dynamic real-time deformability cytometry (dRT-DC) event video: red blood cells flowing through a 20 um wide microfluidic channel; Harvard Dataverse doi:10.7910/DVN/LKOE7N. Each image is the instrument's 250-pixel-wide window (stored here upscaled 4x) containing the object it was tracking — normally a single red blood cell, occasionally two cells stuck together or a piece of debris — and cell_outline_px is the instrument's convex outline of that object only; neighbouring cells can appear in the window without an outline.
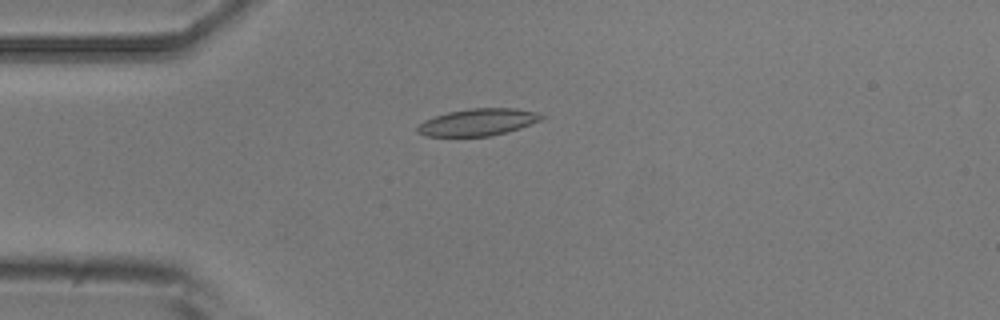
{"species": "common noctule bat (a hibernating species)", "species_latin": "Nyctalus noctula", "temperature_condition": "room temperature", "stored_images_in_passage": 9, "camera_frame_rate_fps": 3000, "um_per_image_px": 0.085, "animal": {"sex": "male", "body_mass_g": 20.5, "forearm_length_mm": 52.5}, "frame": {"image": 1, "passage_image": 4, "time_ms": 3.667, "image_size_px": [1000, 320], "cell_outline_px": [[548, 116], [540, 120], [520, 128], [508, 132], [488, 136], [424, 136], [416, 132], [416, 128], [424, 120], [448, 112], [472, 108], [516, 108], [536, 112]], "centroid_in_image_um": [40.63, 10.38], "position_along_channel_um": 44.4, "area_um2": 19.54}}
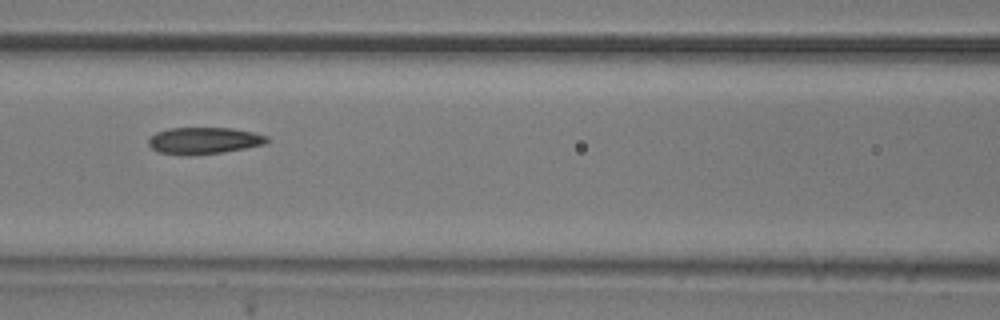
{"frame": {"image": 2, "passage_image": 7, "time_ms": 7.0, "image_size_px": [1000, 320], "cell_outline_px": [[268, 140], [264, 144], [224, 152], [188, 156], [184, 156], [156, 152], [148, 144], [148, 140], [156, 132], [168, 128], [232, 128], [252, 132], [268, 136]], "centroid_in_image_um": [17.29, 11.96], "position_along_channel_um": 149.3, "area_um2": 18.55}}
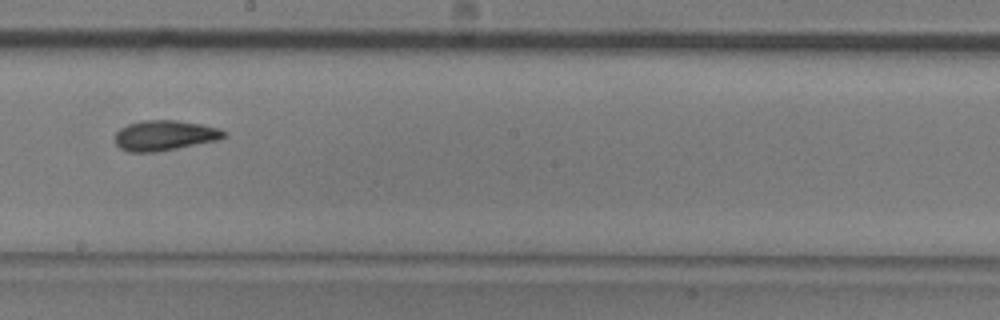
{"frame": {"image": 3, "passage_image": 9, "time_ms": 9.333, "image_size_px": [1000, 320], "cell_outline_px": [[228, 136], [220, 140], [156, 152], [128, 152], [120, 148], [116, 144], [116, 132], [120, 128], [128, 124], [140, 120], [176, 120], [200, 124], [220, 128], [228, 132]], "centroid_in_image_um": [14.04, 11.51], "position_along_channel_um": 234.2, "area_um2": 19.42}}